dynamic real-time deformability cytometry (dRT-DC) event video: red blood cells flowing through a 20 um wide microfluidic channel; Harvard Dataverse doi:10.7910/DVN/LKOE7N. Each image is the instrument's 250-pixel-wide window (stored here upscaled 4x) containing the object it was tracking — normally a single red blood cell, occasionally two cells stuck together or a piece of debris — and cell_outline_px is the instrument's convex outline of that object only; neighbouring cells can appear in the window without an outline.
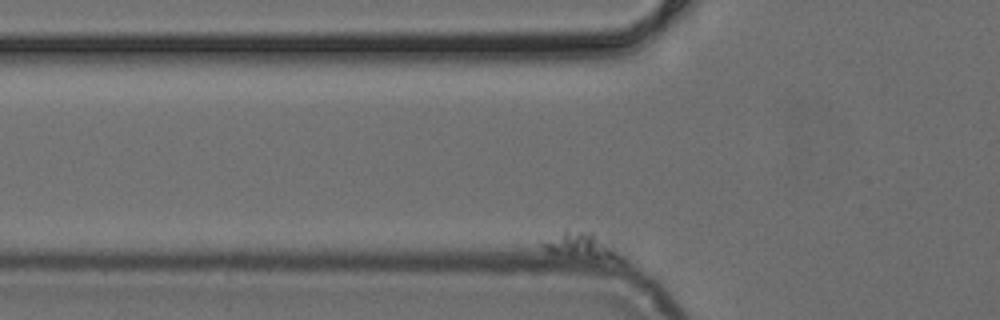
{"species": "common noctule bat (a hibernating species)", "species_latin": "Nyctalus noctula", "temperature_condition": "cold", "stored_images_in_passage": 51, "camera_frame_rate_fps": 3000, "um_per_image_px": 0.085, "animal": {"sex": "female", "body_mass_g": 24.6, "forearm_length_mm": 56.2}, "frame": {"image": 1, "passage_image": 2, "time_ms": 0.333, "image_size_px": [1000, 320], "cell_outline_px": [[624, 264], [568, 256], [548, 252], [540, 244], [564, 228], [592, 232], [620, 256], [624, 260]], "centroid_in_image_um": [49.38, 20.92], "position_along_channel_um": 76.4, "area_um2": 11.96}}
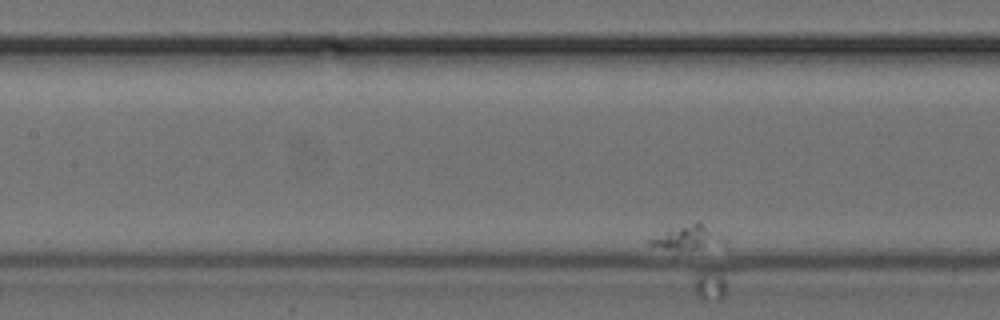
{"frame": {"image": 2, "passage_image": 15, "time_ms": 4.667, "image_size_px": [1000, 320], "cell_outline_px": [[728, 252], [668, 248], [648, 244], [644, 240], [668, 228], [696, 220], [724, 240], [728, 244]], "centroid_in_image_um": [58.57, 20.26], "position_along_channel_um": 148.8, "area_um2": 11.5}}
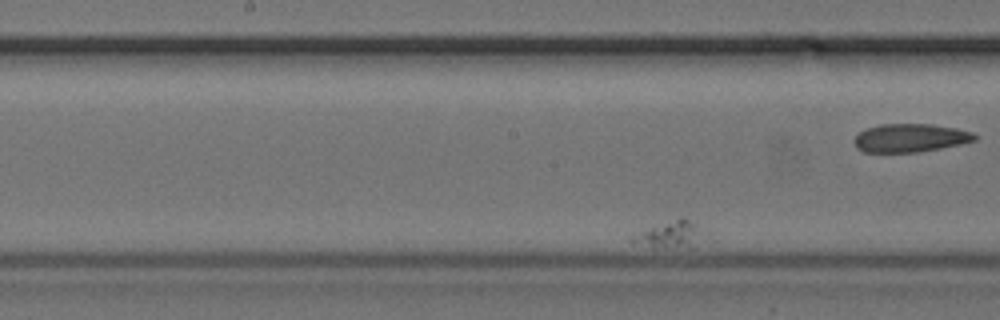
{"frame": {"image": 3, "passage_image": 21, "time_ms": 6.667, "image_size_px": [1000, 320], "cell_outline_px": [[712, 240], [696, 248], [652, 248], [628, 240], [628, 236], [680, 216], [684, 216], [696, 224]], "centroid_in_image_um": [57.13, 19.98], "position_along_channel_um": 191.1, "area_um2": 12.31}}